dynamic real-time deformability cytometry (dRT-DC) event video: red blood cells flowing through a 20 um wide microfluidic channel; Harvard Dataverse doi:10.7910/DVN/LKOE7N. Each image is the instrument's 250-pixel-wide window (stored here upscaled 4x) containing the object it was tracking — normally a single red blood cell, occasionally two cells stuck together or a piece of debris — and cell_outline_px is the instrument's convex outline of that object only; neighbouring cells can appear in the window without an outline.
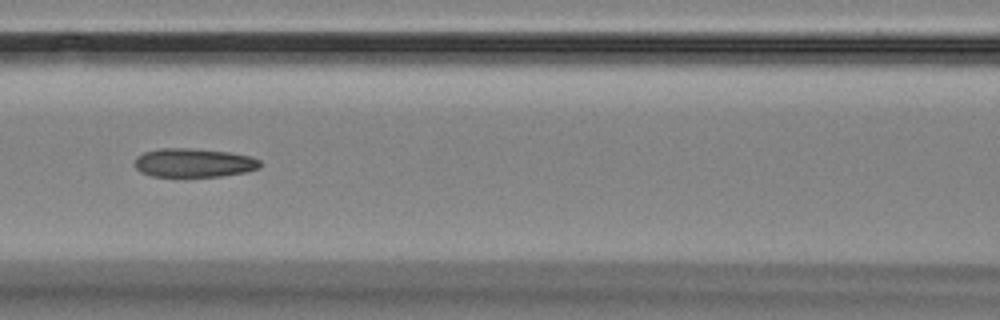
{"species": "Egyptian fruit bat (a non-hibernating species)", "species_latin": "Rousettus aegyptiacus", "temperature_condition": "room temperature", "stored_images_in_passage": 9, "camera_frame_rate_fps": 3000, "um_per_image_px": 0.085, "animal": {"sex": "female"}, "frame": {"image": 1, "passage_image": 8, "time_ms": 8.0, "image_size_px": [1000, 320], "cell_outline_px": [[260, 168], [244, 172], [224, 176], [152, 176], [140, 172], [132, 164], [136, 156], [144, 152], [160, 148], [188, 148], [228, 152], [252, 156], [260, 160]], "centroid_in_image_um": [16.44, 13.83], "position_along_channel_um": 150.2, "area_um2": 21.15}}
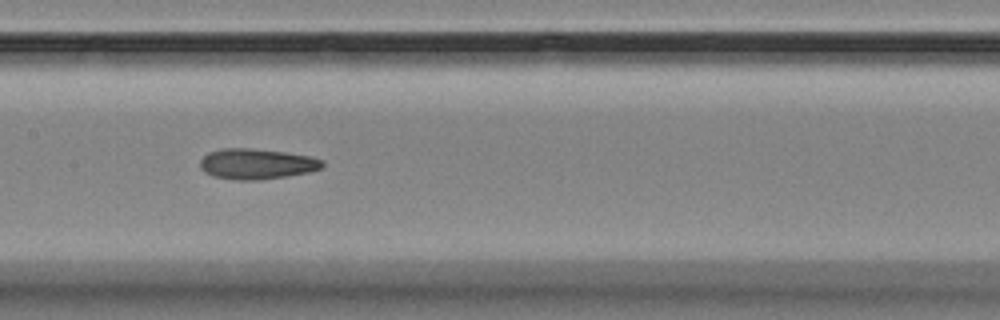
{"frame": {"image": 2, "passage_image": 9, "time_ms": 9.0, "image_size_px": [1000, 320], "cell_outline_px": [[324, 168], [308, 172], [288, 176], [260, 180], [236, 180], [212, 176], [204, 172], [200, 168], [200, 160], [208, 152], [224, 148], [252, 148], [284, 152], [308, 156], [324, 160]], "centroid_in_image_um": [21.81, 13.94], "position_along_channel_um": 185.6, "area_um2": 21.91}}